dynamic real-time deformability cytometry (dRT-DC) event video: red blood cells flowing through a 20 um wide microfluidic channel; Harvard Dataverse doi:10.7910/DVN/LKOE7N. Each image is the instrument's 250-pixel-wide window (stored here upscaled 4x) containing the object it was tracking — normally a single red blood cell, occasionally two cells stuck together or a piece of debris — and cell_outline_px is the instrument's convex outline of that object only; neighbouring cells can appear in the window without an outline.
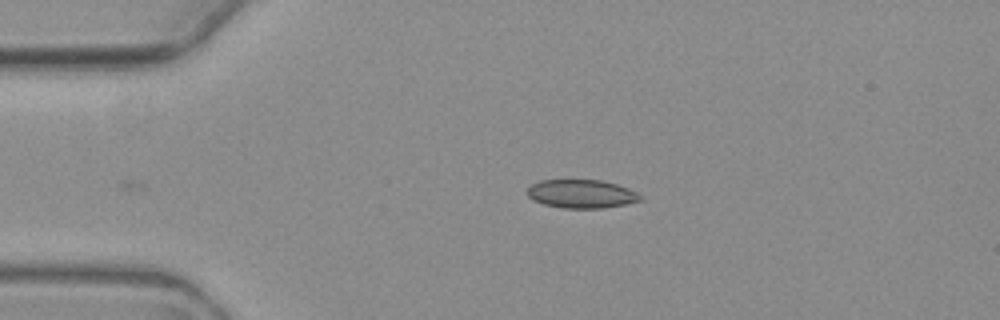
{"species": "common noctule bat (a hibernating species)", "species_latin": "Nyctalus noctula", "temperature_condition": "warm", "stored_images_in_passage": 3, "camera_frame_rate_fps": 3000, "um_per_image_px": 0.085, "animal": {"sex": "female", "body_mass_g": 19.3, "forearm_length_mm": 54.1}, "frame": {"image": 1, "passage_image": 3, "time_ms": 2.333, "image_size_px": [1000, 320], "cell_outline_px": [[644, 200], [604, 208], [564, 208], [544, 204], [532, 200], [524, 192], [532, 184], [540, 180], [600, 180], [616, 184], [628, 188], [644, 196]], "centroid_in_image_um": [49.42, 16.48], "position_along_channel_um": 35.6, "area_um2": 18.9}}